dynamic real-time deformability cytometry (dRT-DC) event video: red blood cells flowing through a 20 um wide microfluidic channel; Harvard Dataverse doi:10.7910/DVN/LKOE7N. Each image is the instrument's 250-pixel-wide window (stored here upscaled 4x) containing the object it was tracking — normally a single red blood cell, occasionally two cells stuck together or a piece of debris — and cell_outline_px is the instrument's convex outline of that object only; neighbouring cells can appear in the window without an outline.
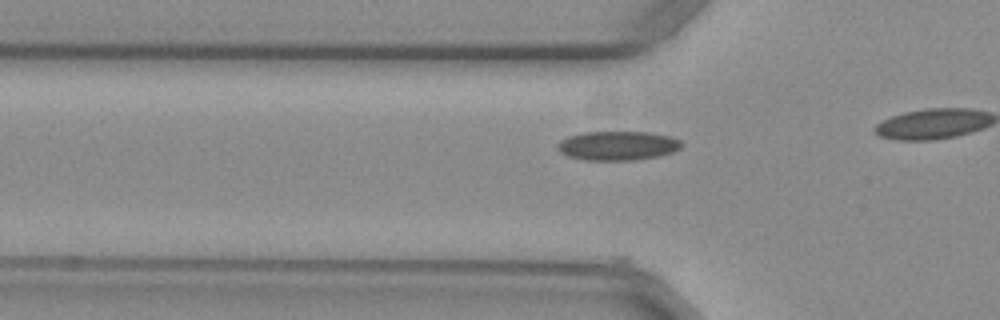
{"species": "common noctule bat (a hibernating species)", "species_latin": "Nyctalus noctula", "temperature_condition": "warm", "stored_images_in_passage": 13, "camera_frame_rate_fps": 3000, "um_per_image_px": 0.085, "animal": {"sex": "female", "body_mass_g": 29.2, "forearm_length_mm": 56.3}, "frame": {"image": 1, "passage_image": 11, "time_ms": 3.333, "image_size_px": [1000, 320], "cell_outline_px": [[684, 144], [680, 148], [672, 152], [656, 156], [632, 160], [584, 160], [568, 156], [560, 152], [556, 148], [556, 144], [560, 140], [568, 136], [584, 132], [648, 132], [672, 136], [680, 140]], "centroid_in_image_um": [52.48, 12.37], "position_along_channel_um": 73.3, "area_um2": 21.15}}